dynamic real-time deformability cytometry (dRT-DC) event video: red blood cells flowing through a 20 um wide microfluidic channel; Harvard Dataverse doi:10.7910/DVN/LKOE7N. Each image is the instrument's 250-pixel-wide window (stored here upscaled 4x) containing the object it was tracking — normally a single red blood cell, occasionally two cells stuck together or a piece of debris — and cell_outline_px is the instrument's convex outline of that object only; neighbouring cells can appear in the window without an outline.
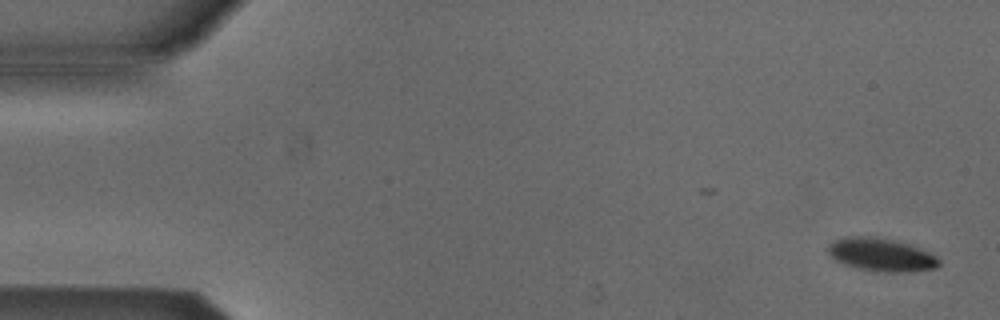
{"species": "Egyptian fruit bat (a non-hibernating species)", "species_latin": "Rousettus aegyptiacus", "temperature_condition": "cold", "stored_images_in_passage": 5, "camera_frame_rate_fps": 3000, "um_per_image_px": 0.085, "animal": {"sex": "male"}, "frame": {"image": 1, "passage_image": 1, "time_ms": 0.0, "image_size_px": [1000, 320], "cell_outline_px": [[940, 264], [936, 268], [912, 272], [884, 272], [856, 268], [844, 264], [836, 260], [828, 252], [828, 244], [836, 240], [848, 236], [876, 236], [908, 244], [920, 248], [936, 256], [940, 260]], "centroid_in_image_um": [74.92, 21.66], "position_along_channel_um": 10.1, "area_um2": 21.39}}